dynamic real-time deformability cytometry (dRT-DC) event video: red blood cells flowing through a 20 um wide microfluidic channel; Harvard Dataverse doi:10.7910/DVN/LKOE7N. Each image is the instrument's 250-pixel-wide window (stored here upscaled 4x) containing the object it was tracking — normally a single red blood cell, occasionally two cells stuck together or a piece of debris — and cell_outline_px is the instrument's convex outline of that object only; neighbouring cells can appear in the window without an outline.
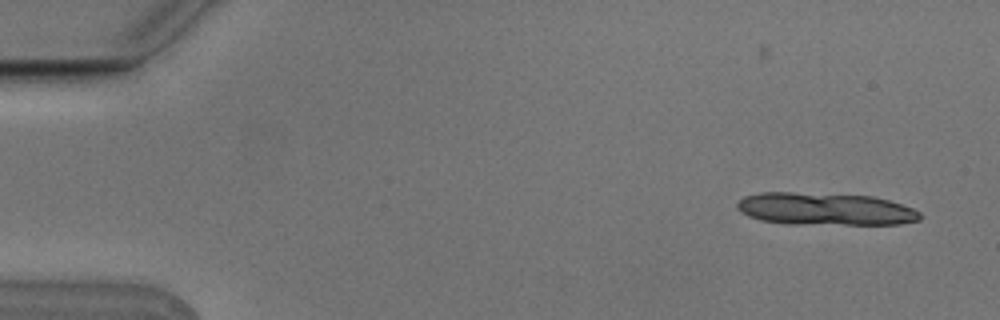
{"species": "Egyptian fruit bat (a non-hibernating species)", "species_latin": "Rousettus aegyptiacus", "temperature_condition": "cold", "stored_images_in_passage": 6, "camera_frame_rate_fps": 3000, "um_per_image_px": 0.085, "animal": {"sex": "male"}, "frame": {"image": 1, "passage_image": 1, "time_ms": 0.0, "image_size_px": [1000, 320], "cell_outline_px": [[924, 216], [920, 220], [900, 224], [788, 224], [760, 220], [748, 216], [740, 212], [736, 208], [736, 204], [744, 196], [760, 192], [792, 192], [872, 196], [888, 200], [912, 208], [920, 212]], "centroid_in_image_um": [70.12, 17.77], "position_along_channel_um": 14.9, "area_um2": 34.8}}